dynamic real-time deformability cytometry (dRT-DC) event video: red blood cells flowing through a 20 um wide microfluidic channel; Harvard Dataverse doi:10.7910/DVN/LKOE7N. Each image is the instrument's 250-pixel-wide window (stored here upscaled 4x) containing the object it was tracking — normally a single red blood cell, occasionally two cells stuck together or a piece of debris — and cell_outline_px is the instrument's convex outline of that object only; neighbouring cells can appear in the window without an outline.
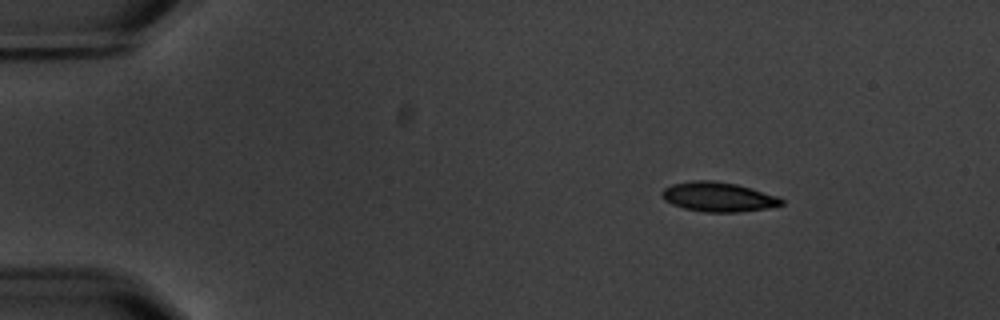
{"species": "common noctule bat (a hibernating species)", "species_latin": "Nyctalus noctula", "temperature_condition": "warm", "stored_images_in_passage": 8, "camera_frame_rate_fps": 3000, "um_per_image_px": 0.085, "animal": {"sex": "male", "body_mass_g": 20.1, "forearm_length_mm": 53.5}, "frame": {"image": 1, "passage_image": 1, "time_ms": 0.0, "image_size_px": [1000, 320], "cell_outline_px": [[784, 204], [768, 208], [740, 212], [704, 212], [684, 208], [672, 204], [664, 200], [660, 196], [660, 192], [664, 188], [672, 184], [692, 180], [712, 180], [736, 184], [752, 188], [780, 196], [784, 200]], "centroid_in_image_um": [61.06, 16.73], "position_along_channel_um": 23.9, "area_um2": 20.87}}
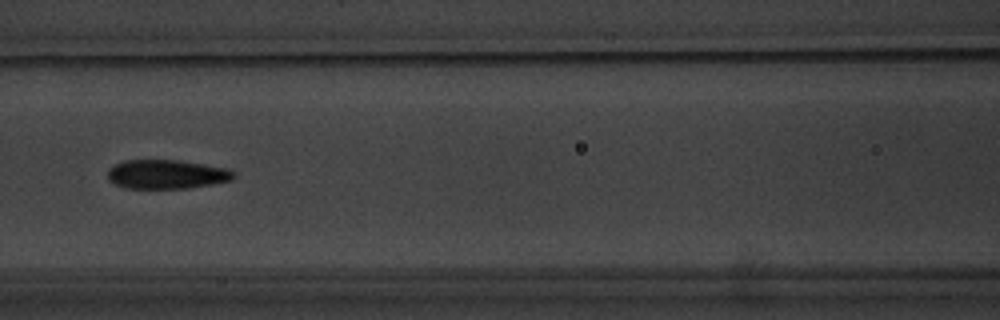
{"frame": {"image": 2, "passage_image": 6, "time_ms": 6.0, "image_size_px": [1000, 320], "cell_outline_px": [[236, 176], [232, 180], [188, 188], [124, 188], [108, 180], [108, 168], [124, 160], [176, 160], [228, 168], [236, 172]], "centroid_in_image_um": [14.16, 14.81], "position_along_channel_um": 152.4, "area_um2": 21.33}}
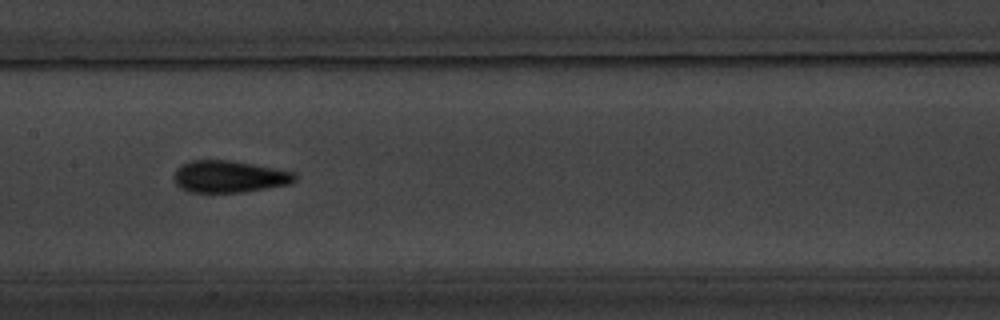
{"frame": {"image": 3, "passage_image": 7, "time_ms": 7.0, "image_size_px": [1000, 320], "cell_outline_px": [[296, 180], [288, 184], [244, 192], [188, 192], [180, 188], [176, 184], [172, 176], [176, 168], [180, 164], [192, 160], [232, 160], [296, 172]], "centroid_in_image_um": [19.44, 15.0], "position_along_channel_um": 188.0, "area_um2": 22.72}}